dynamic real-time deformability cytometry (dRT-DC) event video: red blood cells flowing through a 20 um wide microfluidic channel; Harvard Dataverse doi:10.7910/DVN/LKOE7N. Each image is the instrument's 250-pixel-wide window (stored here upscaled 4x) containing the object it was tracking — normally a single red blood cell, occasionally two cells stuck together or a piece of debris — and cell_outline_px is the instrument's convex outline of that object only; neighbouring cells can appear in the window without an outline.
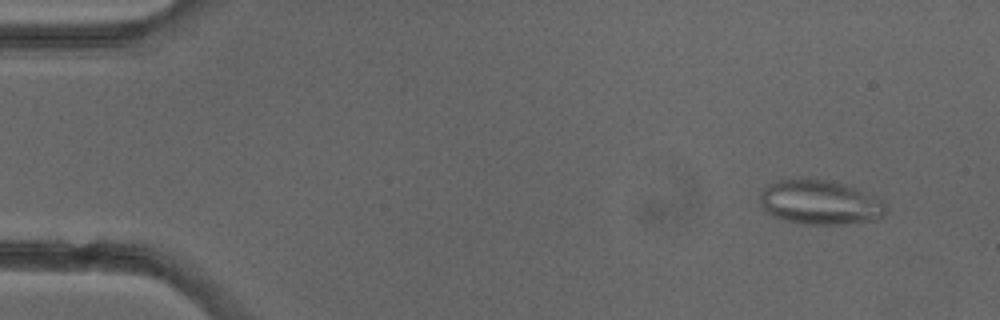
{"species": "common noctule bat (a hibernating species)", "species_latin": "Nyctalus noctula", "temperature_condition": "cold", "stored_images_in_passage": 4, "camera_frame_rate_fps": 3000, "um_per_image_px": 0.085, "animal": {"sex": "female"}, "frame": {"image": 1, "passage_image": 1, "time_ms": 0.0, "image_size_px": [1000, 320], "cell_outline_px": [[888, 208], [884, 216], [876, 220], [844, 224], [804, 224], [784, 220], [772, 216], [760, 204], [760, 192], [768, 184], [780, 180], [824, 180], [844, 184], [884, 200]], "centroid_in_image_um": [69.73, 17.23], "position_along_channel_um": 15.3, "area_um2": 32.43}}